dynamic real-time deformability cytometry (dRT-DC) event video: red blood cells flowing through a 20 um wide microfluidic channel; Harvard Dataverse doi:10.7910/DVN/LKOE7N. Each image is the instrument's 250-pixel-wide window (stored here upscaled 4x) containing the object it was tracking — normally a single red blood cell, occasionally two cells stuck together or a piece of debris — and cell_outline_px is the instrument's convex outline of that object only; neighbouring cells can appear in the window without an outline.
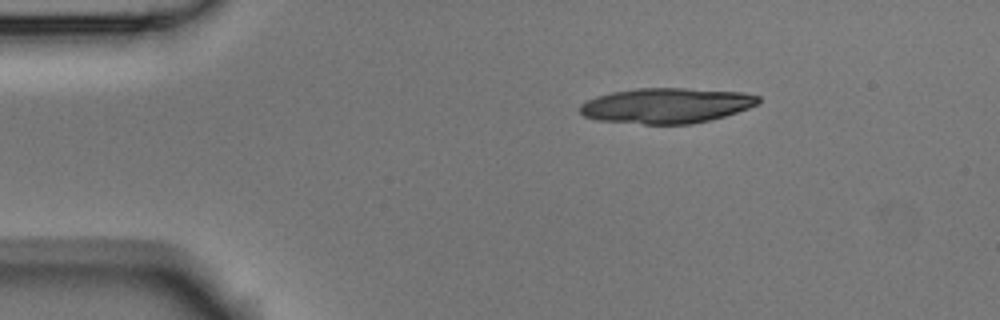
{"species": "Egyptian fruit bat (a non-hibernating species)", "species_latin": "Rousettus aegyptiacus", "temperature_condition": "room temperature", "stored_images_in_passage": 2, "camera_frame_rate_fps": 3000, "um_per_image_px": 0.085, "animal": {"sex": "male"}, "frame": {"image": 1, "passage_image": 1, "time_ms": 0.0, "image_size_px": [1000, 320], "cell_outline_px": [[760, 104], [724, 116], [692, 124], [644, 124], [600, 120], [584, 116], [580, 112], [580, 104], [596, 96], [612, 92], [636, 88], [688, 88], [744, 92], [760, 96]], "centroid_in_image_um": [56.67, 8.96], "position_along_channel_um": 28.3, "area_um2": 36.7}}